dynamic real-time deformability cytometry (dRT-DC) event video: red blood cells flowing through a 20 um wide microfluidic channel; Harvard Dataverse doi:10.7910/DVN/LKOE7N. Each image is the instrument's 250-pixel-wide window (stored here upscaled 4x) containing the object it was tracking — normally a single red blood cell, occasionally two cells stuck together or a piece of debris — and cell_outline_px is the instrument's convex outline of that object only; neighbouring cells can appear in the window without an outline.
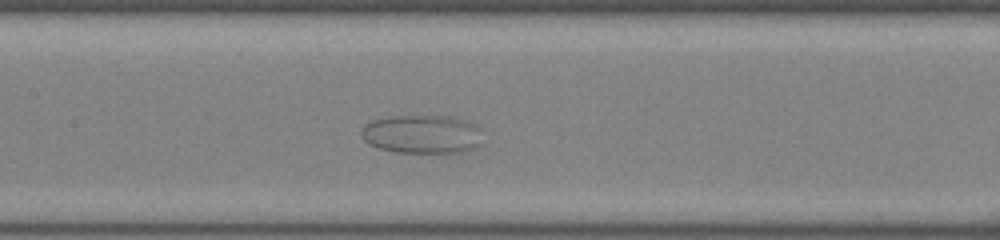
{"species": "common noctule bat (a hibernating species)", "species_latin": "Nyctalus noctula", "temperature_condition": "room temperature", "stored_images_in_passage": 37, "camera_frame_rate_fps": 3000, "um_per_image_px": 0.085, "animal": {"sex": "female", "body_mass_g": 22.0, "forearm_length_mm": 56.7}, "frame": {"image": 1, "passage_image": 12, "time_ms": 3.667, "image_size_px": [1000, 240], "cell_outline_px": [[480, 144], [476, 148], [468, 152], [396, 152], [380, 148], [368, 144], [364, 140], [360, 132], [364, 124], [372, 120], [392, 116], [448, 116], [464, 120], [476, 124], [480, 128]], "centroid_in_image_um": [35.88, 11.41], "position_along_channel_um": 171.5, "area_um2": 27.4}}
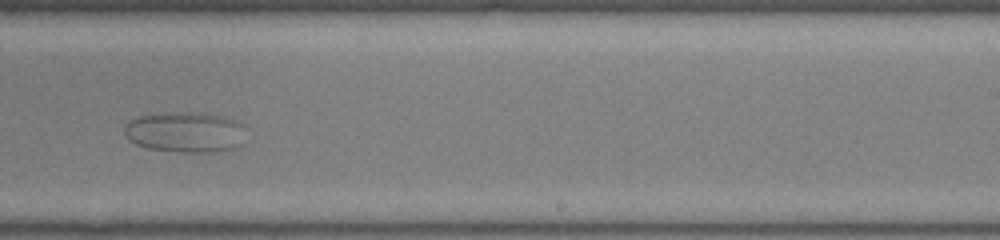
{"frame": {"image": 2, "passage_image": 20, "time_ms": 6.333, "image_size_px": [1000, 240], "cell_outline_px": [[244, 144], [236, 148], [212, 152], [180, 152], [148, 148], [136, 144], [128, 140], [124, 132], [124, 128], [128, 120], [140, 116], [180, 112], [204, 112], [224, 116], [236, 120], [244, 124]], "centroid_in_image_um": [15.8, 11.23], "position_along_channel_um": 273.2, "area_um2": 29.13}}